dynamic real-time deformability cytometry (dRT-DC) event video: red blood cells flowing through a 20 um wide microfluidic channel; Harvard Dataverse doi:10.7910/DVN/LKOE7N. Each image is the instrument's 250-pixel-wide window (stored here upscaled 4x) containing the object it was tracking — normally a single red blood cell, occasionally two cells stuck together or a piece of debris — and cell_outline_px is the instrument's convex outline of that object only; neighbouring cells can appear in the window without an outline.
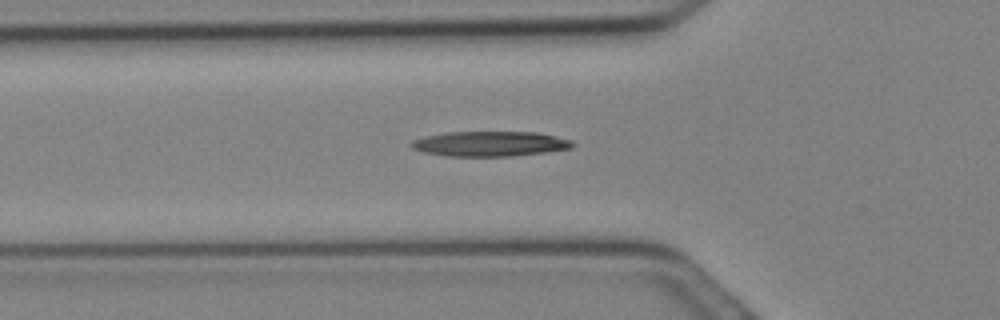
{"species": "Egyptian fruit bat (a non-hibernating species)", "species_latin": "Rousettus aegyptiacus", "temperature_condition": "cold", "stored_images_in_passage": 15, "camera_frame_rate_fps": 3000, "um_per_image_px": 0.085, "animal": {"sex": "female"}, "frame": {"image": 1, "passage_image": 7, "time_ms": 2.0, "image_size_px": [1000, 320], "cell_outline_px": [[576, 144], [572, 148], [544, 152], [512, 156], [448, 156], [424, 152], [412, 148], [412, 140], [424, 136], [448, 132], [540, 132], [572, 140]], "centroid_in_image_um": [41.69, 12.21], "position_along_channel_um": 84.1, "area_um2": 23.52}}
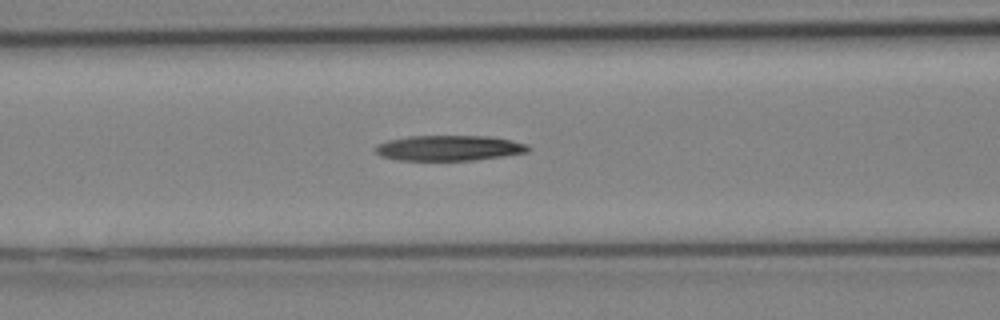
{"frame": {"image": 2, "passage_image": 9, "time_ms": 2.667, "image_size_px": [1000, 320], "cell_outline_px": [[532, 148], [528, 152], [504, 156], [476, 160], [396, 160], [380, 156], [372, 148], [376, 144], [388, 140], [408, 136], [492, 136], [512, 140], [528, 144]], "centroid_in_image_um": [38.17, 12.58], "position_along_channel_um": 128.4, "area_um2": 22.95}}
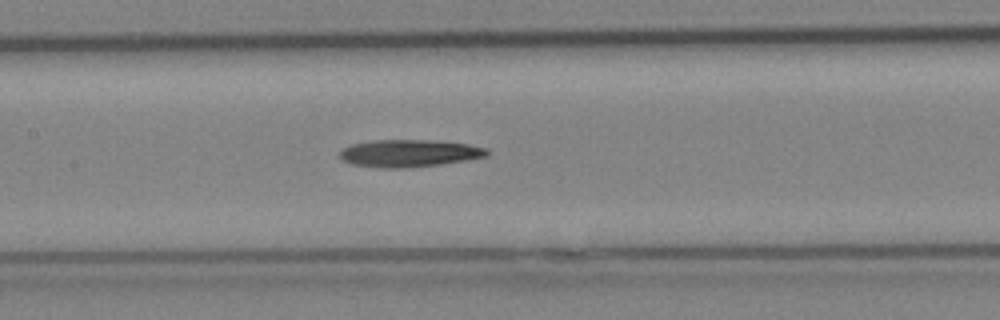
{"frame": {"image": 3, "passage_image": 11, "time_ms": 3.333, "image_size_px": [1000, 320], "cell_outline_px": [[488, 156], [468, 160], [440, 164], [408, 168], [380, 168], [352, 164], [344, 160], [340, 156], [340, 152], [344, 148], [352, 144], [372, 140], [432, 140], [468, 144], [488, 148]], "centroid_in_image_um": [34.81, 13.03], "position_along_channel_um": 172.6, "area_um2": 23.47}}